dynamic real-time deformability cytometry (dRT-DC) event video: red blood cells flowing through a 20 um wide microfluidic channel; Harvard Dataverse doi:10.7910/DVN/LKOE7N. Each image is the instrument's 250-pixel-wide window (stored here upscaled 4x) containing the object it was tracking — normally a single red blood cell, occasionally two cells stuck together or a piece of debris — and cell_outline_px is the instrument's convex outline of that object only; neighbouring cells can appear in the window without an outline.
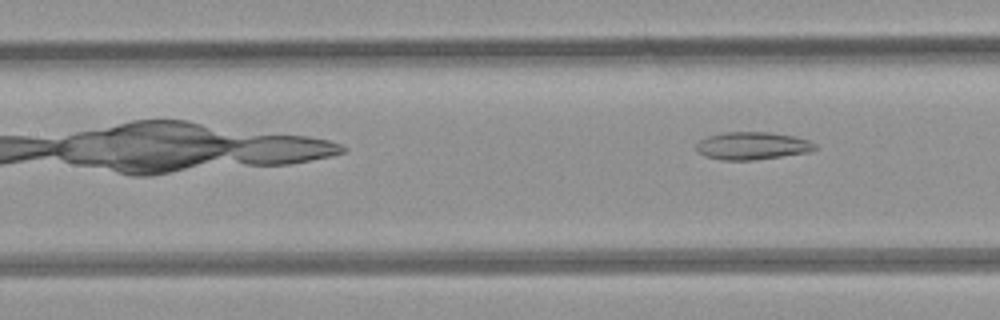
{"species": "common noctule bat (a hibernating species)", "species_latin": "Nyctalus noctula", "temperature_condition": "room temperature", "stored_images_in_passage": 5, "camera_frame_rate_fps": 3000, "um_per_image_px": 0.085, "animal": {"sex": "female", "body_mass_g": 21.9}, "frame": {"image": 1, "passage_image": 5, "time_ms": 5.333, "image_size_px": [1000, 320], "cell_outline_px": [[816, 148], [812, 152], [752, 160], [724, 160], [704, 156], [696, 148], [696, 144], [700, 140], [708, 136], [724, 132], [768, 132], [792, 136], [808, 140], [816, 144]], "centroid_in_image_um": [63.95, 12.39], "position_along_channel_um": 143.4, "area_um2": 19.02}}